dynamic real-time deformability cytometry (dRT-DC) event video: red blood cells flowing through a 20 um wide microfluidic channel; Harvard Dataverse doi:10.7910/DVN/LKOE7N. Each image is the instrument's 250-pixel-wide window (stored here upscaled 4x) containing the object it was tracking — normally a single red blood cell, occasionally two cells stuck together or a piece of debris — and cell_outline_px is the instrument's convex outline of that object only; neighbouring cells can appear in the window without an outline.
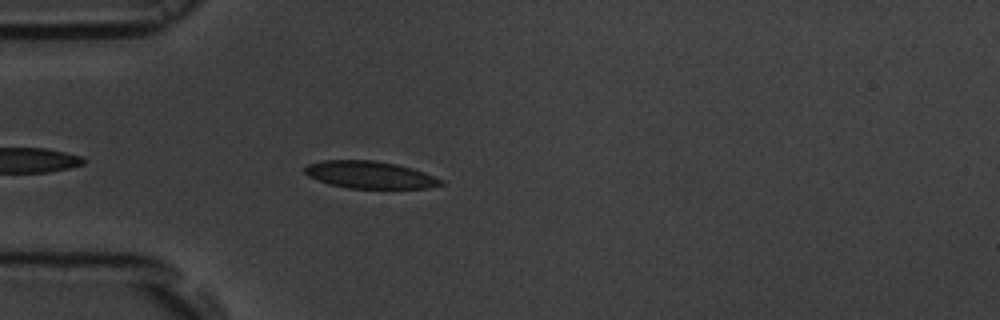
{"species": "common noctule bat (a hibernating species)", "species_latin": "Nyctalus noctula", "temperature_condition": "room temperature", "stored_images_in_passage": 4, "camera_frame_rate_fps": 3000, "um_per_image_px": 0.085, "animal": {"sex": "male", "body_mass_g": 19.5, "forearm_length_mm": 54.6}, "frame": {"image": 1, "passage_image": 4, "time_ms": 4.333, "image_size_px": [1000, 320], "cell_outline_px": [[444, 184], [428, 188], [348, 188], [328, 184], [316, 180], [308, 176], [304, 172], [304, 168], [308, 164], [324, 160], [372, 160], [396, 164], [412, 168], [444, 180]], "centroid_in_image_um": [31.42, 14.86], "position_along_channel_um": 53.6, "area_um2": 21.62}}